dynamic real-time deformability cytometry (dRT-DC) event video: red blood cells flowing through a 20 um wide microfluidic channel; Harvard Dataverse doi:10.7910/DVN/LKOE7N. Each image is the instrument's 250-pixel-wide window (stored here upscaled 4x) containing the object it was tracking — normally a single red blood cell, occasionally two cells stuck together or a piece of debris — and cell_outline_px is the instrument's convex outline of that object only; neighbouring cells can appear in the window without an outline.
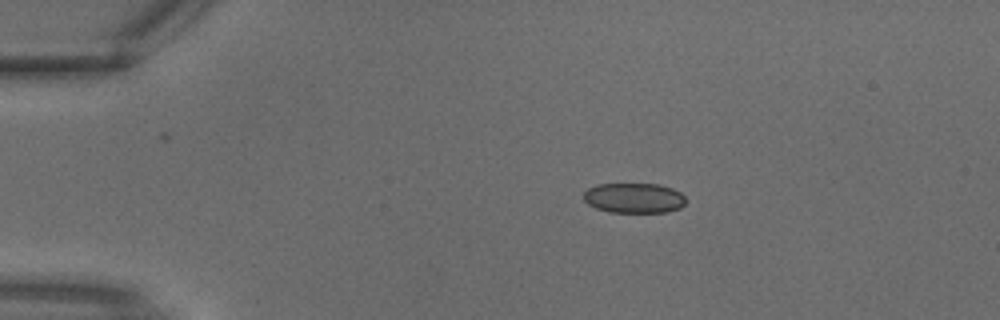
{"species": "common noctule bat (a hibernating species)", "species_latin": "Nyctalus noctula", "temperature_condition": "warm", "stored_images_in_passage": 23, "camera_frame_rate_fps": 3000, "um_per_image_px": 0.085, "animal": {"sex": "male", "body_mass_g": 18.8}, "frame": {"image": 1, "passage_image": 1, "time_ms": 0.0, "image_size_px": [1000, 320], "cell_outline_px": [[684, 204], [680, 208], [668, 212], [608, 212], [596, 208], [588, 204], [584, 200], [584, 192], [588, 188], [596, 184], [656, 184], [672, 188], [680, 192], [684, 196]], "centroid_in_image_um": [53.87, 16.83], "position_along_channel_um": 31.1, "area_um2": 17.92}}
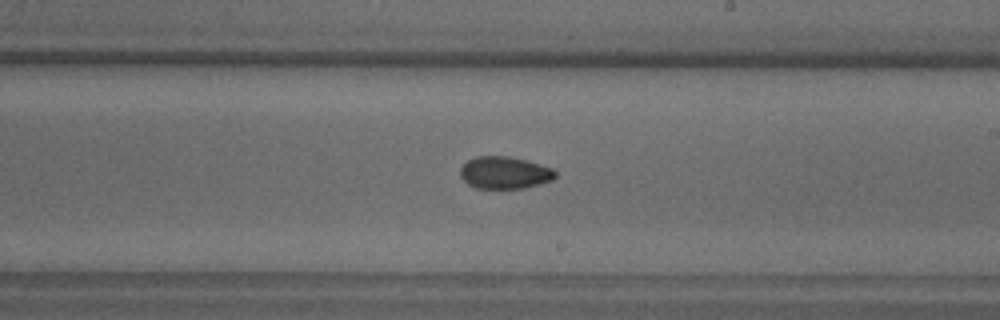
{"frame": {"image": 2, "passage_image": 13, "time_ms": 4.0, "image_size_px": [1000, 320], "cell_outline_px": [[556, 176], [552, 180], [524, 188], [476, 188], [468, 184], [460, 176], [460, 168], [468, 160], [476, 156], [508, 156], [524, 160], [552, 168], [556, 172]], "centroid_in_image_um": [42.87, 14.68], "position_along_channel_um": 246.1, "area_um2": 17.69}}
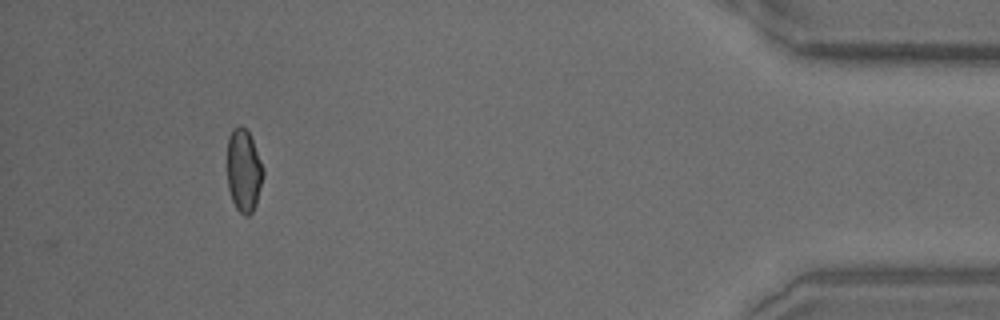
{"frame": {"image": 3, "passage_image": 23, "time_ms": 7.333, "image_size_px": [1000, 320], "cell_outline_px": [[264, 176], [256, 204], [252, 212], [248, 216], [244, 216], [236, 208], [232, 200], [228, 188], [228, 136], [232, 128], [240, 124], [248, 132], [252, 140], [264, 168]], "centroid_in_image_um": [20.72, 14.5], "position_along_channel_um": 414.5, "area_um2": 17.4}}